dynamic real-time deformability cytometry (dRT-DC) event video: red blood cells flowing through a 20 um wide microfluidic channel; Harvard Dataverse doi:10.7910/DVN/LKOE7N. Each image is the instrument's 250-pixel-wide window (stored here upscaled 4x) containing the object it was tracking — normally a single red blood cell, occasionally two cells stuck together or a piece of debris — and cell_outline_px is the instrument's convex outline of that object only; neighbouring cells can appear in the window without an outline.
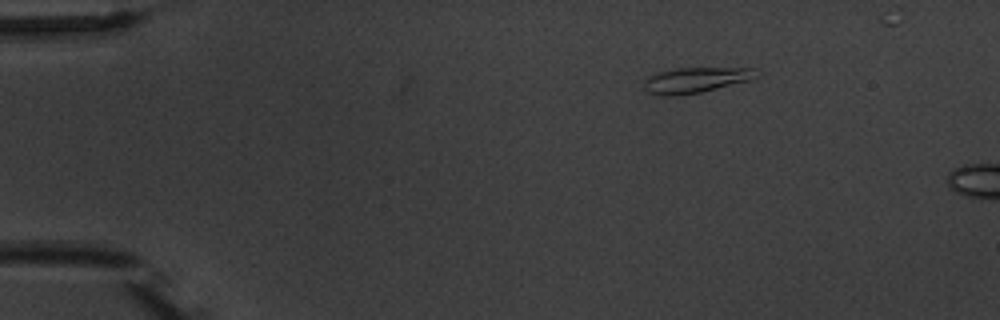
{"species": "common noctule bat (a hibernating species)", "species_latin": "Nyctalus noctula", "temperature_condition": "warm", "stored_images_in_passage": 2, "segment_of_instrument_passage": [1, 2], "camera_frame_rate_fps": 3000, "um_per_image_px": 0.085, "animal": {"sex": "male", "body_mass_g": 20.1, "forearm_length_mm": 53.5}, "frame": {"image": 1, "passage_image": 1, "time_ms": 0.0, "image_size_px": [1000, 320], "cell_outline_px": [[760, 76], [748, 80], [700, 92], [672, 96], [664, 96], [648, 92], [644, 88], [644, 80], [660, 72], [680, 68], [756, 68], [760, 72]], "centroid_in_image_um": [59.18, 6.8], "position_along_channel_um": 25.8, "area_um2": 16.36}}